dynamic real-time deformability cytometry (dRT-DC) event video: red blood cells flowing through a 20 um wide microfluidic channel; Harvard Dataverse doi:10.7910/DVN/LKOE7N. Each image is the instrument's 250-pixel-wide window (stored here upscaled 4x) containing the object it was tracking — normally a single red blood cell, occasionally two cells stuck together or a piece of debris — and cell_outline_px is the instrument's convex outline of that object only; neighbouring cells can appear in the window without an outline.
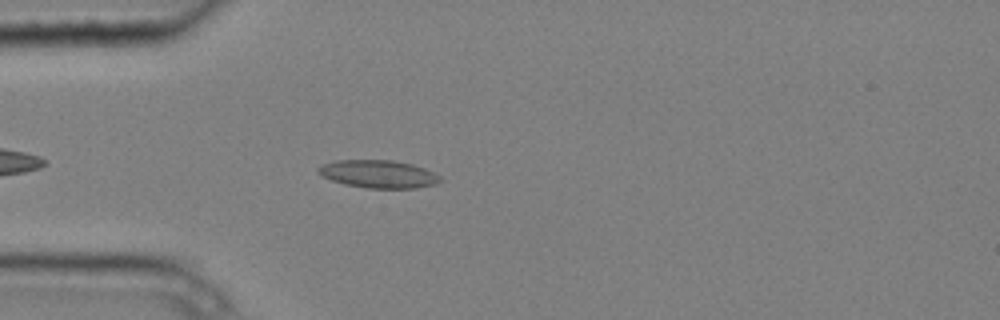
{"species": "common noctule bat (a hibernating species)", "species_latin": "Nyctalus noctula", "temperature_condition": "cold", "stored_images_in_passage": 4, "camera_frame_rate_fps": 3000, "um_per_image_px": 0.085, "animal": {"sex": "male", "body_mass_g": 20.4}, "frame": {"image": 1, "passage_image": 4, "time_ms": 1.0, "image_size_px": [1000, 320], "cell_outline_px": [[444, 180], [436, 184], [416, 188], [368, 188], [344, 184], [320, 176], [316, 172], [316, 168], [320, 164], [336, 160], [392, 160], [412, 164], [424, 168], [440, 176]], "centroid_in_image_um": [32.13, 14.79], "position_along_channel_um": 52.9, "area_um2": 20.0}}